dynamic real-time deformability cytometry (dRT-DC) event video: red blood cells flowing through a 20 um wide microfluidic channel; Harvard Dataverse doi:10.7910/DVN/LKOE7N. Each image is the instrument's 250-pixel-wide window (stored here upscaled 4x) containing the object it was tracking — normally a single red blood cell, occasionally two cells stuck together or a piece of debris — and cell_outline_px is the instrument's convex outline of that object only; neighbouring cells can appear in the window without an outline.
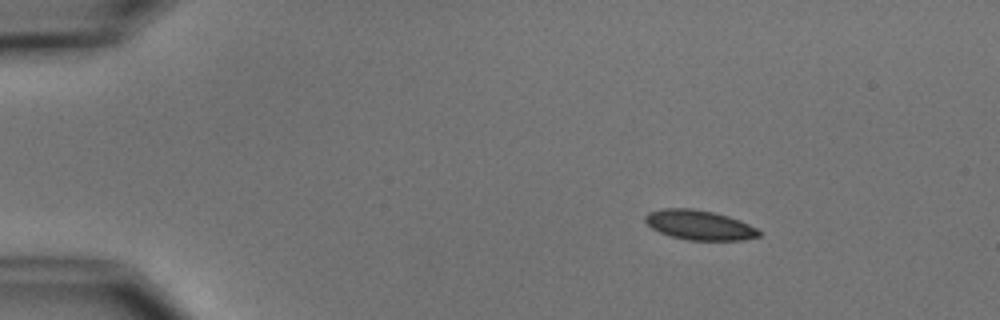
{"species": "common noctule bat (a hibernating species)", "species_latin": "Nyctalus noctula", "temperature_condition": "cold", "stored_images_in_passage": 4, "camera_frame_rate_fps": 3000, "um_per_image_px": 0.085, "animal": {"sex": "male", "body_mass_g": 15.6}, "frame": {"image": 1, "passage_image": 1, "time_ms": 0.0, "image_size_px": [1000, 320], "cell_outline_px": [[760, 236], [744, 240], [688, 240], [672, 236], [660, 232], [652, 228], [644, 220], [644, 216], [648, 212], [660, 208], [692, 208], [712, 212], [728, 216], [740, 220], [756, 228], [760, 232]], "centroid_in_image_um": [59.43, 19.12], "position_along_channel_um": 25.6, "area_um2": 19.65}}